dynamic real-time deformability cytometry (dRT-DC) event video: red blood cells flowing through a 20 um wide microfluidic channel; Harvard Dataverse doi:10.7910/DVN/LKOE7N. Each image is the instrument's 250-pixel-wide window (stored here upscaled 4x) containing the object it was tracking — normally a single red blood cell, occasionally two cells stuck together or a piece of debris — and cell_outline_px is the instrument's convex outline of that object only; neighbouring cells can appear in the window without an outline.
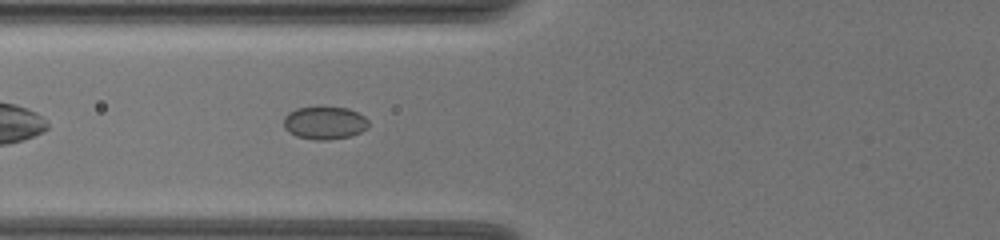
{"species": "common noctule bat (a hibernating species)", "species_latin": "Nyctalus noctula", "temperature_condition": "warm", "stored_images_in_passage": 39, "camera_frame_rate_fps": 3000, "um_per_image_px": 0.085, "animal": {"sex": "female", "body_mass_g": 19.5, "forearm_length_mm": 54.1}, "frame": {"image": 1, "passage_image": 5, "time_ms": 1.333, "image_size_px": [1000, 240], "cell_outline_px": [[368, 128], [352, 136], [328, 140], [312, 140], [296, 136], [288, 132], [284, 128], [284, 116], [288, 112], [296, 108], [348, 108], [364, 116], [368, 120]], "centroid_in_image_um": [27.58, 10.47], "position_along_channel_um": 98.2, "area_um2": 16.24}}
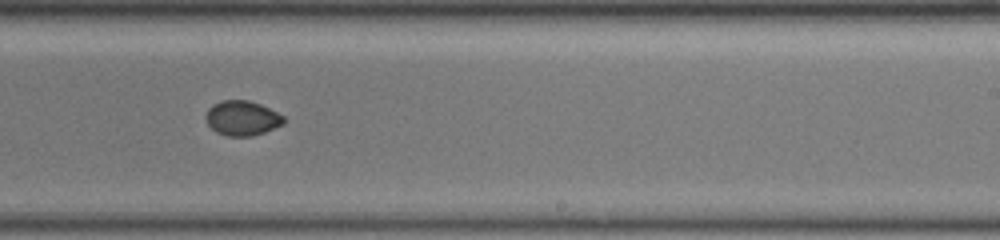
{"frame": {"image": 2, "passage_image": 19, "time_ms": 6.0, "image_size_px": [1000, 240], "cell_outline_px": [[284, 124], [264, 132], [252, 136], [228, 136], [216, 132], [208, 124], [204, 116], [208, 108], [212, 104], [220, 100], [248, 100], [260, 104], [284, 116]], "centroid_in_image_um": [20.55, 10.03], "position_along_channel_um": 268.4, "area_um2": 15.84}}
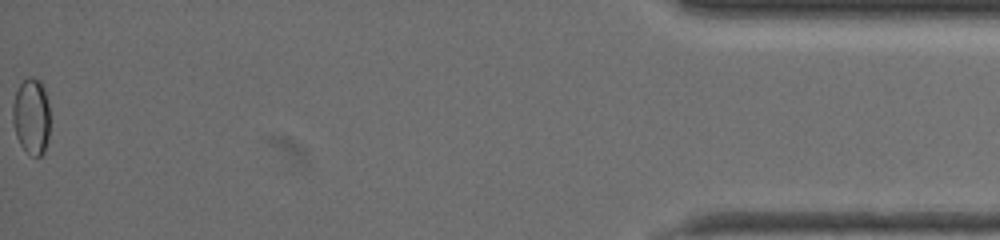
{"frame": {"image": 3, "passage_image": 39, "time_ms": 12.667, "image_size_px": [1000, 240], "cell_outline_px": [[48, 136], [44, 152], [40, 156], [36, 156], [28, 152], [20, 144], [16, 136], [12, 120], [12, 104], [16, 92], [20, 84], [28, 76], [32, 76], [40, 80], [44, 88], [48, 104]], "centroid_in_image_um": [2.65, 9.85], "position_along_channel_um": 432.6, "area_um2": 16.42}}